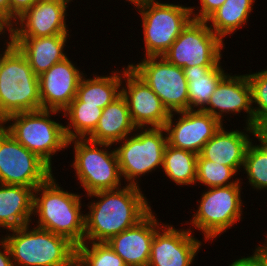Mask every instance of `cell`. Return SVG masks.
<instances>
[{
    "label": "cell",
    "mask_w": 267,
    "mask_h": 266,
    "mask_svg": "<svg viewBox=\"0 0 267 266\" xmlns=\"http://www.w3.org/2000/svg\"><path fill=\"white\" fill-rule=\"evenodd\" d=\"M33 202L34 188L0 183V230L7 232L34 224Z\"/></svg>",
    "instance_id": "22"
},
{
    "label": "cell",
    "mask_w": 267,
    "mask_h": 266,
    "mask_svg": "<svg viewBox=\"0 0 267 266\" xmlns=\"http://www.w3.org/2000/svg\"><path fill=\"white\" fill-rule=\"evenodd\" d=\"M225 127L223 124L206 142L200 155L208 161L229 166L238 173L243 168L247 148L254 139L250 138L254 137V128L244 126V129L229 131Z\"/></svg>",
    "instance_id": "20"
},
{
    "label": "cell",
    "mask_w": 267,
    "mask_h": 266,
    "mask_svg": "<svg viewBox=\"0 0 267 266\" xmlns=\"http://www.w3.org/2000/svg\"><path fill=\"white\" fill-rule=\"evenodd\" d=\"M86 197L91 201L85 205L89 211L85 213L84 242H107L136 225L152 210L142 187L135 185L125 184L121 188L97 191Z\"/></svg>",
    "instance_id": "1"
},
{
    "label": "cell",
    "mask_w": 267,
    "mask_h": 266,
    "mask_svg": "<svg viewBox=\"0 0 267 266\" xmlns=\"http://www.w3.org/2000/svg\"><path fill=\"white\" fill-rule=\"evenodd\" d=\"M54 175L34 189L32 221L34 226L63 236L77 247L85 235L83 196L64 190Z\"/></svg>",
    "instance_id": "2"
},
{
    "label": "cell",
    "mask_w": 267,
    "mask_h": 266,
    "mask_svg": "<svg viewBox=\"0 0 267 266\" xmlns=\"http://www.w3.org/2000/svg\"><path fill=\"white\" fill-rule=\"evenodd\" d=\"M225 48V43L206 21L191 19L162 56L169 63L182 68L217 66L222 61Z\"/></svg>",
    "instance_id": "10"
},
{
    "label": "cell",
    "mask_w": 267,
    "mask_h": 266,
    "mask_svg": "<svg viewBox=\"0 0 267 266\" xmlns=\"http://www.w3.org/2000/svg\"><path fill=\"white\" fill-rule=\"evenodd\" d=\"M252 255L241 256L240 258L233 260L228 266H266L265 265V242H260L259 245L252 248Z\"/></svg>",
    "instance_id": "33"
},
{
    "label": "cell",
    "mask_w": 267,
    "mask_h": 266,
    "mask_svg": "<svg viewBox=\"0 0 267 266\" xmlns=\"http://www.w3.org/2000/svg\"><path fill=\"white\" fill-rule=\"evenodd\" d=\"M265 239H264V242L267 244V234H265Z\"/></svg>",
    "instance_id": "45"
},
{
    "label": "cell",
    "mask_w": 267,
    "mask_h": 266,
    "mask_svg": "<svg viewBox=\"0 0 267 266\" xmlns=\"http://www.w3.org/2000/svg\"><path fill=\"white\" fill-rule=\"evenodd\" d=\"M239 174L233 168L214 161H208L199 154L197 158L195 186L202 184L206 188H213L237 184L240 180L243 181L242 178L236 177Z\"/></svg>",
    "instance_id": "29"
},
{
    "label": "cell",
    "mask_w": 267,
    "mask_h": 266,
    "mask_svg": "<svg viewBox=\"0 0 267 266\" xmlns=\"http://www.w3.org/2000/svg\"><path fill=\"white\" fill-rule=\"evenodd\" d=\"M115 145L124 184L140 187L142 176L162 168L167 134L164 127L136 128L132 135Z\"/></svg>",
    "instance_id": "9"
},
{
    "label": "cell",
    "mask_w": 267,
    "mask_h": 266,
    "mask_svg": "<svg viewBox=\"0 0 267 266\" xmlns=\"http://www.w3.org/2000/svg\"><path fill=\"white\" fill-rule=\"evenodd\" d=\"M255 1L226 0L205 21L209 28L224 42V38L229 35L230 37L233 36L239 28L247 27Z\"/></svg>",
    "instance_id": "26"
},
{
    "label": "cell",
    "mask_w": 267,
    "mask_h": 266,
    "mask_svg": "<svg viewBox=\"0 0 267 266\" xmlns=\"http://www.w3.org/2000/svg\"><path fill=\"white\" fill-rule=\"evenodd\" d=\"M135 1H137V0H125V2H128V3H133V2H135Z\"/></svg>",
    "instance_id": "44"
},
{
    "label": "cell",
    "mask_w": 267,
    "mask_h": 266,
    "mask_svg": "<svg viewBox=\"0 0 267 266\" xmlns=\"http://www.w3.org/2000/svg\"><path fill=\"white\" fill-rule=\"evenodd\" d=\"M232 74L228 73L218 83L208 104L201 111L212 115L222 124L225 123L226 116L232 118V115L239 116L244 112L245 126L254 127L251 87L247 74Z\"/></svg>",
    "instance_id": "16"
},
{
    "label": "cell",
    "mask_w": 267,
    "mask_h": 266,
    "mask_svg": "<svg viewBox=\"0 0 267 266\" xmlns=\"http://www.w3.org/2000/svg\"><path fill=\"white\" fill-rule=\"evenodd\" d=\"M110 73H93L92 78L91 75L88 78L85 73L79 83L76 97L71 102H85L104 109L121 95L122 69L112 70Z\"/></svg>",
    "instance_id": "24"
},
{
    "label": "cell",
    "mask_w": 267,
    "mask_h": 266,
    "mask_svg": "<svg viewBox=\"0 0 267 266\" xmlns=\"http://www.w3.org/2000/svg\"><path fill=\"white\" fill-rule=\"evenodd\" d=\"M189 228L164 223L151 243L148 266H192L204 243Z\"/></svg>",
    "instance_id": "14"
},
{
    "label": "cell",
    "mask_w": 267,
    "mask_h": 266,
    "mask_svg": "<svg viewBox=\"0 0 267 266\" xmlns=\"http://www.w3.org/2000/svg\"><path fill=\"white\" fill-rule=\"evenodd\" d=\"M154 214L151 210L136 225L106 242L127 266H148L155 232L164 224Z\"/></svg>",
    "instance_id": "19"
},
{
    "label": "cell",
    "mask_w": 267,
    "mask_h": 266,
    "mask_svg": "<svg viewBox=\"0 0 267 266\" xmlns=\"http://www.w3.org/2000/svg\"><path fill=\"white\" fill-rule=\"evenodd\" d=\"M3 35V36H2ZM13 28L12 23L4 16L0 14V40L4 41V44H13ZM3 38V40H2ZM6 38V39H4ZM2 44V43H0ZM1 47V46H0ZM2 49V48H0Z\"/></svg>",
    "instance_id": "36"
},
{
    "label": "cell",
    "mask_w": 267,
    "mask_h": 266,
    "mask_svg": "<svg viewBox=\"0 0 267 266\" xmlns=\"http://www.w3.org/2000/svg\"><path fill=\"white\" fill-rule=\"evenodd\" d=\"M76 260L82 266H127L106 242L81 243L76 247Z\"/></svg>",
    "instance_id": "31"
},
{
    "label": "cell",
    "mask_w": 267,
    "mask_h": 266,
    "mask_svg": "<svg viewBox=\"0 0 267 266\" xmlns=\"http://www.w3.org/2000/svg\"><path fill=\"white\" fill-rule=\"evenodd\" d=\"M247 77L251 87L254 126L267 123V67L254 73L250 71Z\"/></svg>",
    "instance_id": "32"
},
{
    "label": "cell",
    "mask_w": 267,
    "mask_h": 266,
    "mask_svg": "<svg viewBox=\"0 0 267 266\" xmlns=\"http://www.w3.org/2000/svg\"><path fill=\"white\" fill-rule=\"evenodd\" d=\"M222 125L215 117L201 110H186L171 113L164 128L169 145L199 155Z\"/></svg>",
    "instance_id": "15"
},
{
    "label": "cell",
    "mask_w": 267,
    "mask_h": 266,
    "mask_svg": "<svg viewBox=\"0 0 267 266\" xmlns=\"http://www.w3.org/2000/svg\"><path fill=\"white\" fill-rule=\"evenodd\" d=\"M200 6L191 7L192 19L205 21L212 13H214L226 0H199ZM200 8V9H199ZM196 9V11H195Z\"/></svg>",
    "instance_id": "34"
},
{
    "label": "cell",
    "mask_w": 267,
    "mask_h": 266,
    "mask_svg": "<svg viewBox=\"0 0 267 266\" xmlns=\"http://www.w3.org/2000/svg\"><path fill=\"white\" fill-rule=\"evenodd\" d=\"M121 95L136 128L164 127L170 112L157 94L128 65L122 66Z\"/></svg>",
    "instance_id": "13"
},
{
    "label": "cell",
    "mask_w": 267,
    "mask_h": 266,
    "mask_svg": "<svg viewBox=\"0 0 267 266\" xmlns=\"http://www.w3.org/2000/svg\"><path fill=\"white\" fill-rule=\"evenodd\" d=\"M45 1H57V2H62L67 5H70L69 3L74 2L73 0H45Z\"/></svg>",
    "instance_id": "41"
},
{
    "label": "cell",
    "mask_w": 267,
    "mask_h": 266,
    "mask_svg": "<svg viewBox=\"0 0 267 266\" xmlns=\"http://www.w3.org/2000/svg\"><path fill=\"white\" fill-rule=\"evenodd\" d=\"M198 155L194 152L173 147L167 143L163 154L162 171L175 185H196Z\"/></svg>",
    "instance_id": "27"
},
{
    "label": "cell",
    "mask_w": 267,
    "mask_h": 266,
    "mask_svg": "<svg viewBox=\"0 0 267 266\" xmlns=\"http://www.w3.org/2000/svg\"><path fill=\"white\" fill-rule=\"evenodd\" d=\"M157 94L170 113L188 110V82L182 67L163 56L142 57L127 64Z\"/></svg>",
    "instance_id": "11"
},
{
    "label": "cell",
    "mask_w": 267,
    "mask_h": 266,
    "mask_svg": "<svg viewBox=\"0 0 267 266\" xmlns=\"http://www.w3.org/2000/svg\"><path fill=\"white\" fill-rule=\"evenodd\" d=\"M38 0H9V21L13 23Z\"/></svg>",
    "instance_id": "35"
},
{
    "label": "cell",
    "mask_w": 267,
    "mask_h": 266,
    "mask_svg": "<svg viewBox=\"0 0 267 266\" xmlns=\"http://www.w3.org/2000/svg\"><path fill=\"white\" fill-rule=\"evenodd\" d=\"M135 129L126 100L120 95L102 110L95 130L86 139L114 145L132 135Z\"/></svg>",
    "instance_id": "23"
},
{
    "label": "cell",
    "mask_w": 267,
    "mask_h": 266,
    "mask_svg": "<svg viewBox=\"0 0 267 266\" xmlns=\"http://www.w3.org/2000/svg\"><path fill=\"white\" fill-rule=\"evenodd\" d=\"M4 46L0 49V65L2 62L3 56L14 46V44H3Z\"/></svg>",
    "instance_id": "40"
},
{
    "label": "cell",
    "mask_w": 267,
    "mask_h": 266,
    "mask_svg": "<svg viewBox=\"0 0 267 266\" xmlns=\"http://www.w3.org/2000/svg\"><path fill=\"white\" fill-rule=\"evenodd\" d=\"M67 146H73L74 157L70 166L79 181L77 184L80 183L84 189L83 196L123 187L124 182L115 148H112L113 144L96 143L88 139H71L68 140Z\"/></svg>",
    "instance_id": "7"
},
{
    "label": "cell",
    "mask_w": 267,
    "mask_h": 266,
    "mask_svg": "<svg viewBox=\"0 0 267 266\" xmlns=\"http://www.w3.org/2000/svg\"><path fill=\"white\" fill-rule=\"evenodd\" d=\"M102 108L98 105L85 102H71L62 112L67 119L64 125L66 138L86 139L96 128L102 114Z\"/></svg>",
    "instance_id": "28"
},
{
    "label": "cell",
    "mask_w": 267,
    "mask_h": 266,
    "mask_svg": "<svg viewBox=\"0 0 267 266\" xmlns=\"http://www.w3.org/2000/svg\"><path fill=\"white\" fill-rule=\"evenodd\" d=\"M0 266H14L11 258L10 249L7 243L1 237H0Z\"/></svg>",
    "instance_id": "38"
},
{
    "label": "cell",
    "mask_w": 267,
    "mask_h": 266,
    "mask_svg": "<svg viewBox=\"0 0 267 266\" xmlns=\"http://www.w3.org/2000/svg\"><path fill=\"white\" fill-rule=\"evenodd\" d=\"M242 171L254 190H267V150L255 139L247 148Z\"/></svg>",
    "instance_id": "30"
},
{
    "label": "cell",
    "mask_w": 267,
    "mask_h": 266,
    "mask_svg": "<svg viewBox=\"0 0 267 266\" xmlns=\"http://www.w3.org/2000/svg\"><path fill=\"white\" fill-rule=\"evenodd\" d=\"M141 18L143 57L162 56L192 19L191 7L161 0H137L131 3Z\"/></svg>",
    "instance_id": "8"
},
{
    "label": "cell",
    "mask_w": 267,
    "mask_h": 266,
    "mask_svg": "<svg viewBox=\"0 0 267 266\" xmlns=\"http://www.w3.org/2000/svg\"><path fill=\"white\" fill-rule=\"evenodd\" d=\"M243 183L245 182L240 180L237 184L229 186L204 188L200 200L196 201L199 203L196 205L197 210L193 209L190 222L185 221L192 232L193 228L202 232L204 243L209 240L214 242L218 236L220 238L237 222L242 221L245 207L241 196Z\"/></svg>",
    "instance_id": "5"
},
{
    "label": "cell",
    "mask_w": 267,
    "mask_h": 266,
    "mask_svg": "<svg viewBox=\"0 0 267 266\" xmlns=\"http://www.w3.org/2000/svg\"><path fill=\"white\" fill-rule=\"evenodd\" d=\"M62 112L40 109L9 115L1 125L24 147L36 154L51 169L54 155L69 148L64 124L51 117ZM9 124V125H8Z\"/></svg>",
    "instance_id": "4"
},
{
    "label": "cell",
    "mask_w": 267,
    "mask_h": 266,
    "mask_svg": "<svg viewBox=\"0 0 267 266\" xmlns=\"http://www.w3.org/2000/svg\"><path fill=\"white\" fill-rule=\"evenodd\" d=\"M253 128L255 141L267 150V123L256 124Z\"/></svg>",
    "instance_id": "37"
},
{
    "label": "cell",
    "mask_w": 267,
    "mask_h": 266,
    "mask_svg": "<svg viewBox=\"0 0 267 266\" xmlns=\"http://www.w3.org/2000/svg\"><path fill=\"white\" fill-rule=\"evenodd\" d=\"M0 236L10 249L14 266H71L76 260V246L72 242L48 230L32 227V223Z\"/></svg>",
    "instance_id": "3"
},
{
    "label": "cell",
    "mask_w": 267,
    "mask_h": 266,
    "mask_svg": "<svg viewBox=\"0 0 267 266\" xmlns=\"http://www.w3.org/2000/svg\"><path fill=\"white\" fill-rule=\"evenodd\" d=\"M221 64L183 68L188 82V110H202L208 104L218 83L228 74Z\"/></svg>",
    "instance_id": "25"
},
{
    "label": "cell",
    "mask_w": 267,
    "mask_h": 266,
    "mask_svg": "<svg viewBox=\"0 0 267 266\" xmlns=\"http://www.w3.org/2000/svg\"><path fill=\"white\" fill-rule=\"evenodd\" d=\"M265 265L267 266V244L265 243Z\"/></svg>",
    "instance_id": "42"
},
{
    "label": "cell",
    "mask_w": 267,
    "mask_h": 266,
    "mask_svg": "<svg viewBox=\"0 0 267 266\" xmlns=\"http://www.w3.org/2000/svg\"><path fill=\"white\" fill-rule=\"evenodd\" d=\"M69 56L38 77L42 109L63 112L76 97L85 71Z\"/></svg>",
    "instance_id": "17"
},
{
    "label": "cell",
    "mask_w": 267,
    "mask_h": 266,
    "mask_svg": "<svg viewBox=\"0 0 267 266\" xmlns=\"http://www.w3.org/2000/svg\"><path fill=\"white\" fill-rule=\"evenodd\" d=\"M68 7L62 2L38 0L12 23V36L38 38L70 34L66 24Z\"/></svg>",
    "instance_id": "18"
},
{
    "label": "cell",
    "mask_w": 267,
    "mask_h": 266,
    "mask_svg": "<svg viewBox=\"0 0 267 266\" xmlns=\"http://www.w3.org/2000/svg\"><path fill=\"white\" fill-rule=\"evenodd\" d=\"M72 35L57 34L45 37H13V44L26 57L33 72L39 77L55 63L67 58L66 43ZM65 48V49H64Z\"/></svg>",
    "instance_id": "21"
},
{
    "label": "cell",
    "mask_w": 267,
    "mask_h": 266,
    "mask_svg": "<svg viewBox=\"0 0 267 266\" xmlns=\"http://www.w3.org/2000/svg\"><path fill=\"white\" fill-rule=\"evenodd\" d=\"M71 266H82L77 260H75Z\"/></svg>",
    "instance_id": "43"
},
{
    "label": "cell",
    "mask_w": 267,
    "mask_h": 266,
    "mask_svg": "<svg viewBox=\"0 0 267 266\" xmlns=\"http://www.w3.org/2000/svg\"><path fill=\"white\" fill-rule=\"evenodd\" d=\"M40 109L38 76L14 45L0 65V124L9 115Z\"/></svg>",
    "instance_id": "6"
},
{
    "label": "cell",
    "mask_w": 267,
    "mask_h": 266,
    "mask_svg": "<svg viewBox=\"0 0 267 266\" xmlns=\"http://www.w3.org/2000/svg\"><path fill=\"white\" fill-rule=\"evenodd\" d=\"M53 174L36 154L20 144L0 124V183L31 188L44 183Z\"/></svg>",
    "instance_id": "12"
},
{
    "label": "cell",
    "mask_w": 267,
    "mask_h": 266,
    "mask_svg": "<svg viewBox=\"0 0 267 266\" xmlns=\"http://www.w3.org/2000/svg\"><path fill=\"white\" fill-rule=\"evenodd\" d=\"M0 14L9 20V0H0Z\"/></svg>",
    "instance_id": "39"
}]
</instances>
